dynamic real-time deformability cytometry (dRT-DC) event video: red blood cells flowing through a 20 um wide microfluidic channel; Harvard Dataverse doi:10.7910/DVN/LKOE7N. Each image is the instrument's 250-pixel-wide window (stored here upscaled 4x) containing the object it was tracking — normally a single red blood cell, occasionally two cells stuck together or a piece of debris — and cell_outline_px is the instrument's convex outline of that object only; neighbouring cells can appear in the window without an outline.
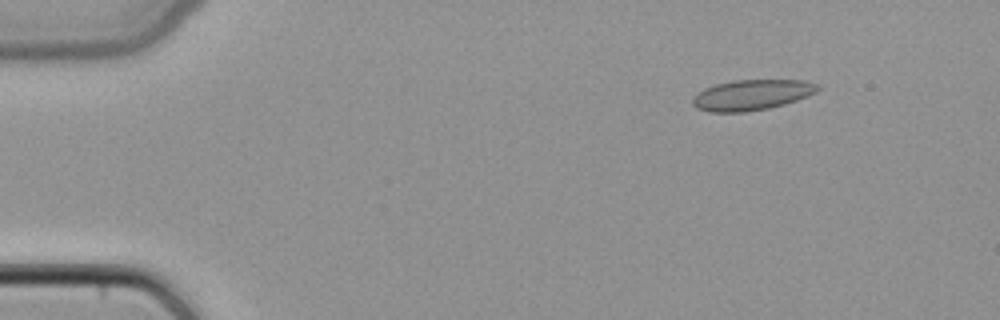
{"species": "common noctule bat (a hibernating species)", "species_latin": "Nyctalus noctula", "temperature_condition": "cold", "stored_images_in_passage": 43, "camera_frame_rate_fps": 3000, "um_per_image_px": 0.085, "animal": {"sex": "female", "body_mass_g": 22.7, "forearm_length_mm": 54.2}, "frame": {"image": 1, "passage_image": 1, "time_ms": 0.0, "image_size_px": [1000, 320], "cell_outline_px": [[820, 88], [816, 92], [796, 100], [784, 104], [768, 108], [744, 112], [708, 112], [696, 108], [692, 104], [692, 96], [704, 88], [716, 84], [732, 80], [804, 80], [820, 84]], "centroid_in_image_um": [63.87, 8.06], "position_along_channel_um": 21.1, "area_um2": 22.37}}
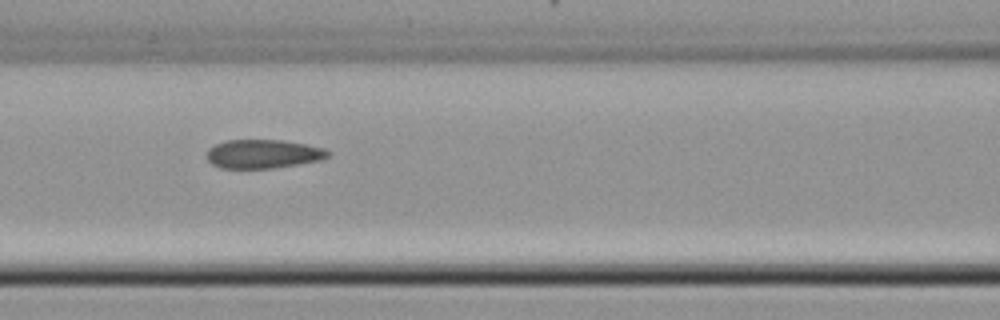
{"frame": {"image": 2, "passage_image": 16, "time_ms": 5.0, "image_size_px": [1000, 320], "cell_outline_px": [[332, 152], [328, 156], [320, 160], [276, 168], [220, 168], [212, 164], [208, 160], [208, 148], [216, 144], [228, 140], [284, 140], [324, 148]], "centroid_in_image_um": [22.38, 13.08], "position_along_channel_um": 144.2, "area_um2": 20.29}}
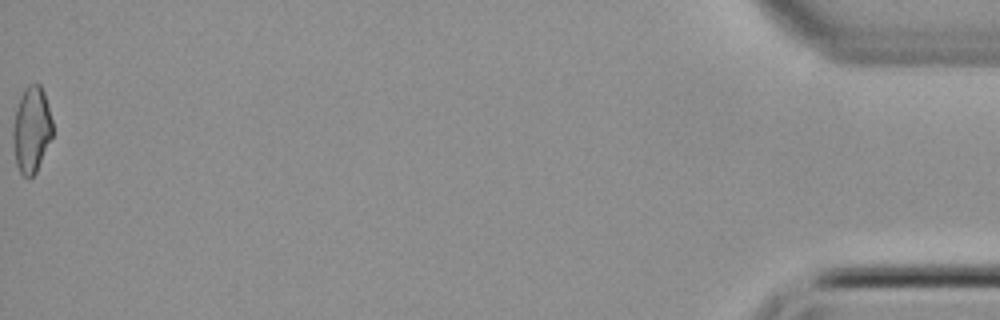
{"frame": {"image": 3, "passage_image": 43, "time_ms": 14.0, "image_size_px": [1000, 320], "cell_outline_px": [[52, 136], [36, 172], [28, 180], [20, 172], [16, 164], [12, 140], [12, 128], [16, 108], [20, 96], [24, 88], [28, 84], [40, 84], [44, 92], [52, 120]], "centroid_in_image_um": [2.66, 11.02], "position_along_channel_um": 432.5, "area_um2": 19.94}}